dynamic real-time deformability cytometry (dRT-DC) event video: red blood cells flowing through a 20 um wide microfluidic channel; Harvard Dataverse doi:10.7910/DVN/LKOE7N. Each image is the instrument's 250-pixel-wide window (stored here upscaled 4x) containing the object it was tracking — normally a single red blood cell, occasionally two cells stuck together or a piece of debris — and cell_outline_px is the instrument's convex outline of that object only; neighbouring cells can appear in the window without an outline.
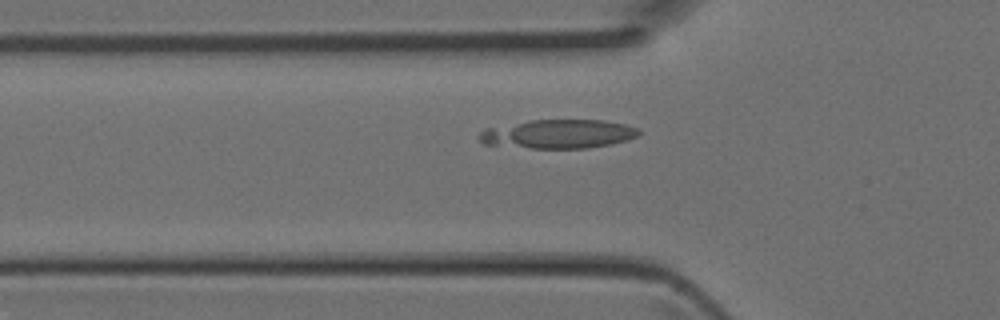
{"species": "Egyptian fruit bat (a non-hibernating species)", "species_latin": "Rousettus aegyptiacus", "temperature_condition": "room temperature", "stored_images_in_passage": 25, "camera_frame_rate_fps": 3000, "um_per_image_px": 0.085, "animal": {"sex": "female"}, "frame": {"image": 1, "passage_image": 3, "time_ms": 0.667, "image_size_px": [1000, 320], "cell_outline_px": [[640, 132], [636, 136], [612, 144], [588, 148], [532, 148], [484, 144], [476, 136], [484, 128], [532, 120], [604, 120], [624, 124], [636, 128]], "centroid_in_image_um": [47.4, 11.39], "position_along_channel_um": 78.4, "area_um2": 26.7}}
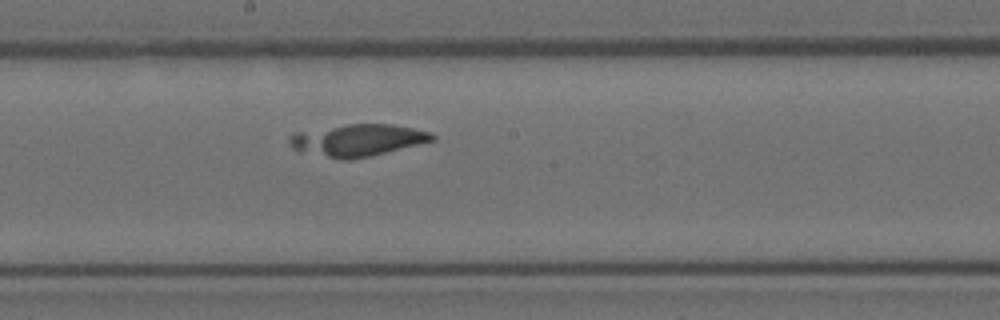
{"frame": {"image": 2, "passage_image": 12, "time_ms": 3.667, "image_size_px": [1000, 320], "cell_outline_px": [[436, 140], [368, 156], [348, 160], [340, 160], [300, 152], [292, 148], [288, 140], [288, 136], [292, 132], [348, 124], [392, 124], [432, 132], [436, 136]], "centroid_in_image_um": [30.34, 11.91], "position_along_channel_um": 217.9, "area_um2": 26.76}}
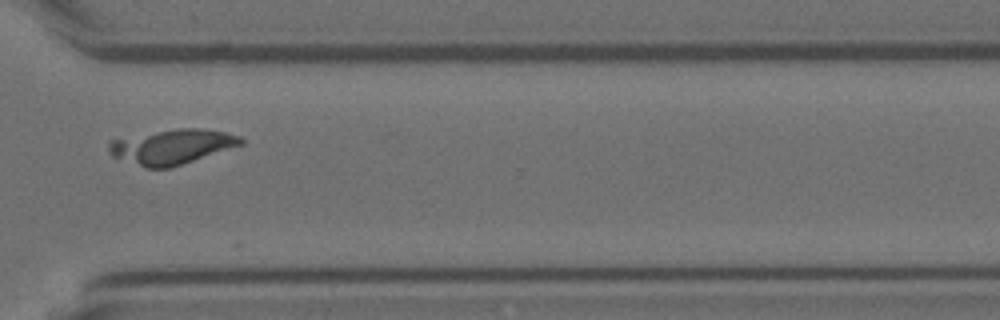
{"frame": {"image": 3, "passage_image": 21, "time_ms": 6.667, "image_size_px": [1000, 320], "cell_outline_px": [[244, 144], [168, 168], [144, 168], [112, 156], [108, 152], [108, 140], [176, 128], [200, 128], [224, 132], [240, 136], [244, 140]], "centroid_in_image_um": [14.58, 12.46], "position_along_channel_um": 356.0, "area_um2": 26.65}}